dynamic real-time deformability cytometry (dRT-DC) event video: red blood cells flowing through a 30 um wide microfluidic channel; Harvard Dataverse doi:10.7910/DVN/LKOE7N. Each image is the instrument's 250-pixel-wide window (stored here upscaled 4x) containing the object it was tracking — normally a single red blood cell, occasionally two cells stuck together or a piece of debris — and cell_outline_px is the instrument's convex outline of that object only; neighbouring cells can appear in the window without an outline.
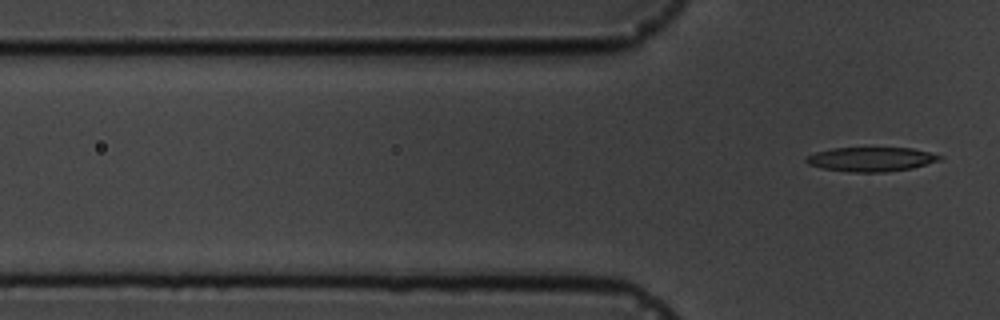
{"species": "common noctule bat (a hibernating species)", "species_latin": "Nyctalus noctula", "temperature_condition": "cold", "stored_images_in_passage": 5, "camera_frame_rate_fps": 3000, "um_per_image_px": 0.085, "animal": {"sex": "male", "body_mass_g": 19.5, "forearm_length_mm": 54.6}, "frame": {"image": 1, "passage_image": 5, "time_ms": 6.333, "image_size_px": [1000, 320], "cell_outline_px": [[940, 160], [912, 168], [884, 172], [848, 172], [824, 168], [808, 164], [804, 160], [808, 156], [816, 152], [832, 148], [912, 148], [928, 152], [940, 156]], "centroid_in_image_um": [74.01, 13.54], "position_along_channel_um": 51.8, "area_um2": 18.61}}